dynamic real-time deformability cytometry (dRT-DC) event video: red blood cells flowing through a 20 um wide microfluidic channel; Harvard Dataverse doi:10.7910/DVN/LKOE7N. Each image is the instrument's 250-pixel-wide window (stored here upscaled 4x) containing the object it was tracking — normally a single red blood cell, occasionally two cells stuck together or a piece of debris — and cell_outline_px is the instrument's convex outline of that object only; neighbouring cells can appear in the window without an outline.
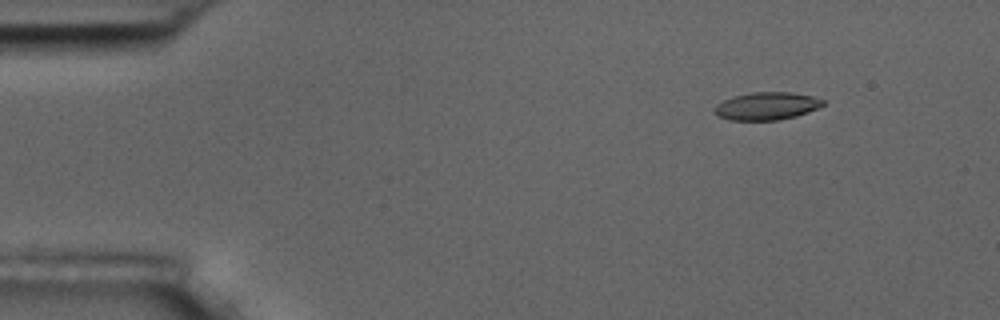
{"species": "common noctule bat (a hibernating species)", "species_latin": "Nyctalus noctula", "temperature_condition": "room temperature", "stored_images_in_passage": 4, "camera_frame_rate_fps": 3000, "um_per_image_px": 0.085, "animal": {"sex": "male", "body_mass_g": 17.5, "forearm_length_mm": 52.3}, "frame": {"image": 1, "passage_image": 2, "time_ms": 1.0, "image_size_px": [1000, 320], "cell_outline_px": [[824, 104], [808, 112], [796, 116], [780, 120], [728, 120], [716, 116], [712, 112], [712, 108], [716, 104], [724, 100], [736, 96], [752, 92], [788, 92], [812, 96], [824, 100]], "centroid_in_image_um": [65.11, 9.03], "position_along_channel_um": 19.9, "area_um2": 17.57}}